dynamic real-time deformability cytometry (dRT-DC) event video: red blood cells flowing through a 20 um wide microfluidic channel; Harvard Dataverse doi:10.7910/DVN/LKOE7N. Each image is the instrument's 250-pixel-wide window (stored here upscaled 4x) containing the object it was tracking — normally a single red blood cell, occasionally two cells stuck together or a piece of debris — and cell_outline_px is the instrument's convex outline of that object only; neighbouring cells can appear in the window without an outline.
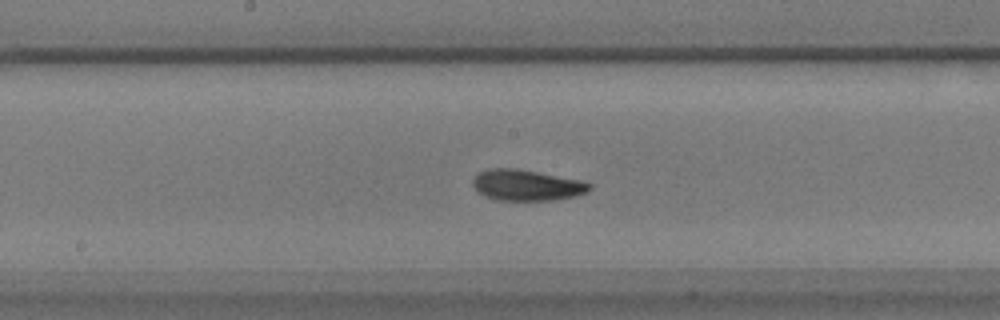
{"species": "common noctule bat (a hibernating species)", "species_latin": "Nyctalus noctula", "temperature_condition": "warm", "stored_images_in_passage": 50, "camera_frame_rate_fps": 3000, "um_per_image_px": 0.085, "animal": {"sex": "male", "body_mass_g": 17.9}, "frame": {"image": 1, "passage_image": 21, "time_ms": 6.667, "image_size_px": [1000, 320], "cell_outline_px": [[592, 188], [588, 192], [576, 196], [556, 200], [496, 200], [484, 196], [472, 184], [472, 180], [476, 172], [488, 168], [516, 168], [584, 180], [592, 184]], "centroid_in_image_um": [44.79, 15.73], "position_along_channel_um": 203.4, "area_um2": 21.44}}
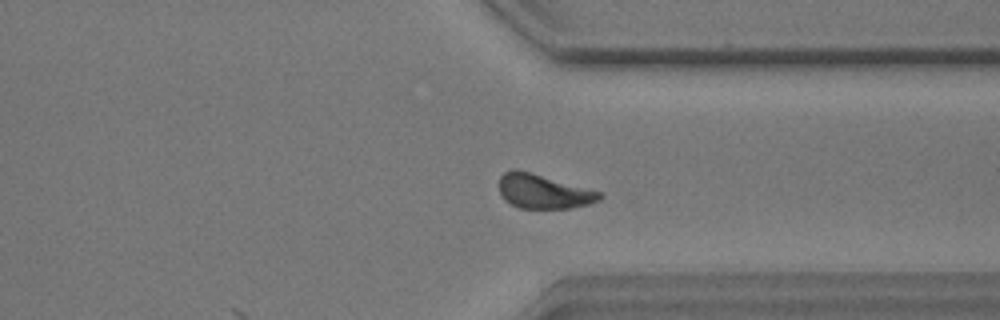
{"frame": {"image": 2, "passage_image": 35, "time_ms": 11.333, "image_size_px": [1000, 320], "cell_outline_px": [[604, 196], [600, 200], [588, 204], [568, 208], [520, 208], [504, 200], [500, 192], [500, 176], [504, 172], [512, 168], [516, 168], [600, 192]], "centroid_in_image_um": [46.16, 16.26], "position_along_channel_um": 365.2, "area_um2": 19.83}}
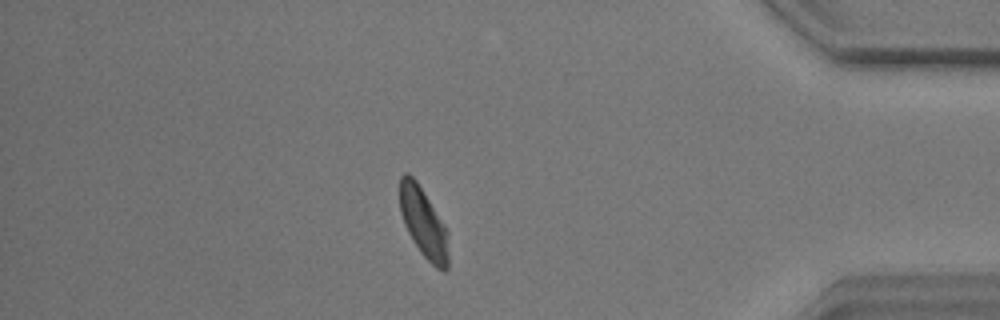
{"frame": {"image": 3, "passage_image": 41, "time_ms": 13.333, "image_size_px": [1000, 320], "cell_outline_px": [[448, 268], [444, 272], [436, 268], [420, 252], [412, 240], [404, 224], [400, 212], [400, 176], [404, 172], [408, 172], [416, 180], [444, 224], [448, 232]], "centroid_in_image_um": [35.99, 18.94], "position_along_channel_um": 399.2, "area_um2": 19.77}, "authors_computed_cell_mechanics": {"area_um2": 20.1722, "velocity_mm_per_s": 3.4739, "shape_relaxation_time_tau1_ms": 3.0598, "shape_relaxation_time_tau2_ms": 2.9803, "deformation_change_tau1": 0.1476, "deformation_change_tau2": 0.1004}}